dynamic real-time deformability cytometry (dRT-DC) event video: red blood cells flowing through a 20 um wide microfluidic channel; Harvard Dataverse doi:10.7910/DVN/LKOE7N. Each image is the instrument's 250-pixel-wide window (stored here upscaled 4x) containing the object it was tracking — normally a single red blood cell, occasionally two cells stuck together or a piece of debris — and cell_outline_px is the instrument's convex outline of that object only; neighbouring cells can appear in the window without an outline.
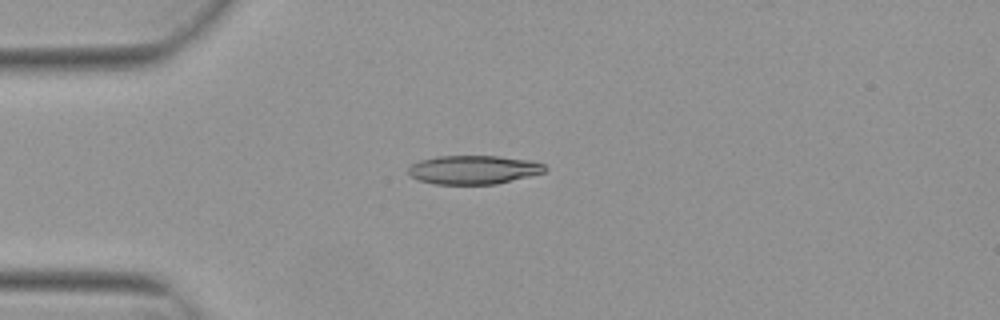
{"species": "Egyptian fruit bat (a non-hibernating species)", "species_latin": "Rousettus aegyptiacus", "temperature_condition": "warm", "stored_images_in_passage": 4, "camera_frame_rate_fps": 3000, "um_per_image_px": 0.085, "animal": {"sex": "female"}, "frame": {"image": 1, "passage_image": 4, "time_ms": 1.0, "image_size_px": [1000, 320], "cell_outline_px": [[548, 168], [544, 172], [496, 184], [432, 184], [420, 180], [412, 176], [408, 172], [408, 168], [412, 164], [420, 160], [436, 156], [500, 156], [532, 160], [544, 164]], "centroid_in_image_um": [40.26, 14.42], "position_along_channel_um": 44.7, "area_um2": 22.89}}